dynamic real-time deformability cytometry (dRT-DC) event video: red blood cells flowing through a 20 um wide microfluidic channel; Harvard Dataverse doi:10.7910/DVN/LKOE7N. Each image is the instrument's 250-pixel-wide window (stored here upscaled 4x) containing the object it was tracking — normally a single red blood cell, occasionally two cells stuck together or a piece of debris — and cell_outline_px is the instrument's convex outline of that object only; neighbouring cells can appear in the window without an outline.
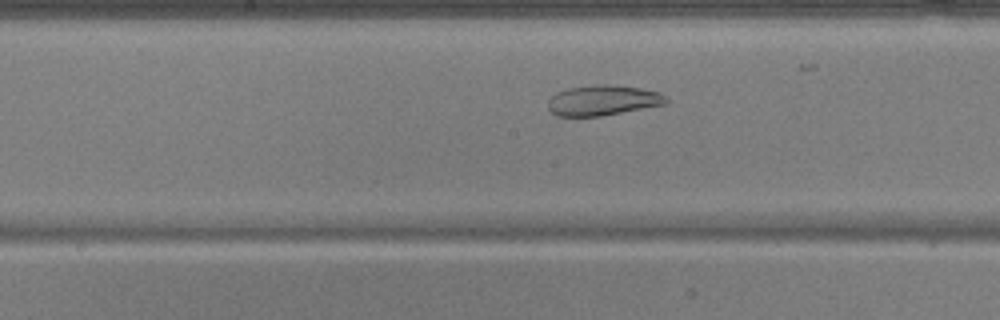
{"species": "common noctule bat (a hibernating species)", "species_latin": "Nyctalus noctula", "temperature_condition": "warm", "stored_images_in_passage": 46, "camera_frame_rate_fps": 3000, "um_per_image_px": 0.085, "animal": {"sex": "male", "body_mass_g": 17.9, "forearm_length_mm": 54.2}, "frame": {"image": 1, "passage_image": 20, "time_ms": 6.333, "image_size_px": [1000, 320], "cell_outline_px": [[668, 104], [600, 116], [556, 116], [548, 108], [548, 100], [556, 92], [568, 88], [592, 84], [608, 84], [640, 88], [660, 92], [668, 96]], "centroid_in_image_um": [51.27, 8.52], "position_along_channel_um": 196.9, "area_um2": 21.1}}
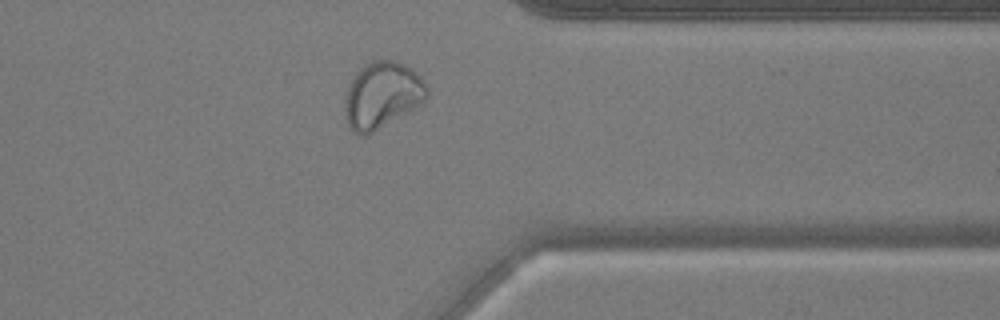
{"frame": {"image": 2, "passage_image": 35, "time_ms": 11.333, "image_size_px": [1000, 320], "cell_outline_px": [[428, 96], [420, 104], [368, 136], [360, 136], [352, 132], [348, 128], [344, 116], [344, 100], [348, 84], [356, 72], [364, 64], [372, 60], [392, 60], [404, 64], [420, 76], [424, 80], [428, 88]], "centroid_in_image_um": [32.42, 8.11], "position_along_channel_um": 379.0, "area_um2": 32.25}}
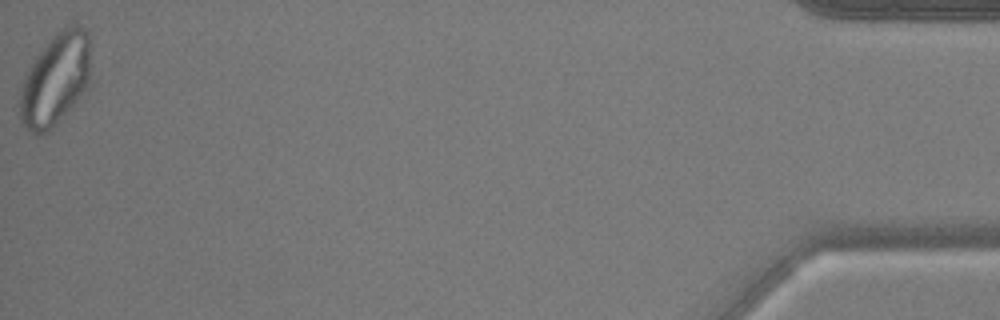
{"frame": {"image": 3, "passage_image": 46, "time_ms": 15.0, "image_size_px": [1000, 320], "cell_outline_px": [[88, 84], [72, 104], [52, 128], [48, 132], [40, 136], [36, 136], [28, 132], [20, 120], [20, 92], [24, 76], [36, 56], [48, 40], [60, 28], [72, 24], [76, 24], [84, 28], [88, 32]], "centroid_in_image_um": [4.65, 6.76], "position_along_channel_um": 430.6, "area_um2": 37.51}}